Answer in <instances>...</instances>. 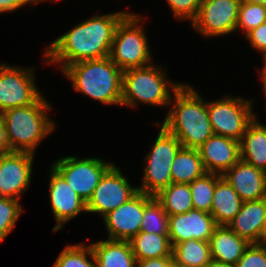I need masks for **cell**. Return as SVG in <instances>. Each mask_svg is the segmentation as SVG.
I'll list each match as a JSON object with an SVG mask.
<instances>
[{"label":"cell","mask_w":266,"mask_h":267,"mask_svg":"<svg viewBox=\"0 0 266 267\" xmlns=\"http://www.w3.org/2000/svg\"><path fill=\"white\" fill-rule=\"evenodd\" d=\"M169 215L162 204L155 198L145 194V208L141 222V231L157 235H168Z\"/></svg>","instance_id":"83f0119b"},{"label":"cell","mask_w":266,"mask_h":267,"mask_svg":"<svg viewBox=\"0 0 266 267\" xmlns=\"http://www.w3.org/2000/svg\"><path fill=\"white\" fill-rule=\"evenodd\" d=\"M227 226L250 244L266 242V198L243 201L240 211Z\"/></svg>","instance_id":"ac0fdd59"},{"label":"cell","mask_w":266,"mask_h":267,"mask_svg":"<svg viewBox=\"0 0 266 267\" xmlns=\"http://www.w3.org/2000/svg\"><path fill=\"white\" fill-rule=\"evenodd\" d=\"M240 3H258L266 5V0H240Z\"/></svg>","instance_id":"b9f144b4"},{"label":"cell","mask_w":266,"mask_h":267,"mask_svg":"<svg viewBox=\"0 0 266 267\" xmlns=\"http://www.w3.org/2000/svg\"><path fill=\"white\" fill-rule=\"evenodd\" d=\"M206 172L223 175L240 160V142L213 134L199 148Z\"/></svg>","instance_id":"e0dca14e"},{"label":"cell","mask_w":266,"mask_h":267,"mask_svg":"<svg viewBox=\"0 0 266 267\" xmlns=\"http://www.w3.org/2000/svg\"><path fill=\"white\" fill-rule=\"evenodd\" d=\"M240 0H202L191 23L204 37L224 36L236 31Z\"/></svg>","instance_id":"7c38bea8"},{"label":"cell","mask_w":266,"mask_h":267,"mask_svg":"<svg viewBox=\"0 0 266 267\" xmlns=\"http://www.w3.org/2000/svg\"><path fill=\"white\" fill-rule=\"evenodd\" d=\"M53 267H97V263L90 245L68 244L58 255Z\"/></svg>","instance_id":"f546056e"},{"label":"cell","mask_w":266,"mask_h":267,"mask_svg":"<svg viewBox=\"0 0 266 267\" xmlns=\"http://www.w3.org/2000/svg\"><path fill=\"white\" fill-rule=\"evenodd\" d=\"M243 201L266 198V172L241 159L222 175Z\"/></svg>","instance_id":"d6986e66"},{"label":"cell","mask_w":266,"mask_h":267,"mask_svg":"<svg viewBox=\"0 0 266 267\" xmlns=\"http://www.w3.org/2000/svg\"><path fill=\"white\" fill-rule=\"evenodd\" d=\"M34 155L17 151L0 154V197L19 200L29 188Z\"/></svg>","instance_id":"4fadbf2b"},{"label":"cell","mask_w":266,"mask_h":267,"mask_svg":"<svg viewBox=\"0 0 266 267\" xmlns=\"http://www.w3.org/2000/svg\"><path fill=\"white\" fill-rule=\"evenodd\" d=\"M170 10L173 11L177 20H191V23L198 15L202 0H166Z\"/></svg>","instance_id":"836d02e7"},{"label":"cell","mask_w":266,"mask_h":267,"mask_svg":"<svg viewBox=\"0 0 266 267\" xmlns=\"http://www.w3.org/2000/svg\"><path fill=\"white\" fill-rule=\"evenodd\" d=\"M43 0H0V13L16 11L26 4L35 5Z\"/></svg>","instance_id":"d590c367"},{"label":"cell","mask_w":266,"mask_h":267,"mask_svg":"<svg viewBox=\"0 0 266 267\" xmlns=\"http://www.w3.org/2000/svg\"><path fill=\"white\" fill-rule=\"evenodd\" d=\"M247 40L256 50L263 53V57L266 56V22L259 25L255 29L249 31L246 35Z\"/></svg>","instance_id":"e575fe53"},{"label":"cell","mask_w":266,"mask_h":267,"mask_svg":"<svg viewBox=\"0 0 266 267\" xmlns=\"http://www.w3.org/2000/svg\"><path fill=\"white\" fill-rule=\"evenodd\" d=\"M169 106L162 126L177 137L182 147L198 149L214 134L207 101L188 84L173 93Z\"/></svg>","instance_id":"7a4b0ae2"},{"label":"cell","mask_w":266,"mask_h":267,"mask_svg":"<svg viewBox=\"0 0 266 267\" xmlns=\"http://www.w3.org/2000/svg\"><path fill=\"white\" fill-rule=\"evenodd\" d=\"M62 72L77 92L105 105L122 106L123 71L110 57L71 64Z\"/></svg>","instance_id":"3957f363"},{"label":"cell","mask_w":266,"mask_h":267,"mask_svg":"<svg viewBox=\"0 0 266 267\" xmlns=\"http://www.w3.org/2000/svg\"><path fill=\"white\" fill-rule=\"evenodd\" d=\"M155 198L169 216L187 213L194 209L189 184L171 183L155 195Z\"/></svg>","instance_id":"484cf974"},{"label":"cell","mask_w":266,"mask_h":267,"mask_svg":"<svg viewBox=\"0 0 266 267\" xmlns=\"http://www.w3.org/2000/svg\"><path fill=\"white\" fill-rule=\"evenodd\" d=\"M221 177L220 174L206 172L192 183H189L195 210L211 212L215 185Z\"/></svg>","instance_id":"f1b7e54d"},{"label":"cell","mask_w":266,"mask_h":267,"mask_svg":"<svg viewBox=\"0 0 266 267\" xmlns=\"http://www.w3.org/2000/svg\"><path fill=\"white\" fill-rule=\"evenodd\" d=\"M172 256L178 263L192 267H206L212 260L209 242L196 239L174 245Z\"/></svg>","instance_id":"4316f807"},{"label":"cell","mask_w":266,"mask_h":267,"mask_svg":"<svg viewBox=\"0 0 266 267\" xmlns=\"http://www.w3.org/2000/svg\"><path fill=\"white\" fill-rule=\"evenodd\" d=\"M254 99L226 95L214 102L207 101V110L214 134L240 142L249 124L255 119Z\"/></svg>","instance_id":"ba28073f"},{"label":"cell","mask_w":266,"mask_h":267,"mask_svg":"<svg viewBox=\"0 0 266 267\" xmlns=\"http://www.w3.org/2000/svg\"><path fill=\"white\" fill-rule=\"evenodd\" d=\"M142 18L129 12L116 28L109 57L122 71L153 62L148 39L140 23Z\"/></svg>","instance_id":"8992f818"},{"label":"cell","mask_w":266,"mask_h":267,"mask_svg":"<svg viewBox=\"0 0 266 267\" xmlns=\"http://www.w3.org/2000/svg\"><path fill=\"white\" fill-rule=\"evenodd\" d=\"M145 193L138 191L126 203L103 217L108 239L130 241L141 231Z\"/></svg>","instance_id":"5bb4252c"},{"label":"cell","mask_w":266,"mask_h":267,"mask_svg":"<svg viewBox=\"0 0 266 267\" xmlns=\"http://www.w3.org/2000/svg\"><path fill=\"white\" fill-rule=\"evenodd\" d=\"M171 257L136 260V267H170Z\"/></svg>","instance_id":"8d00e7d4"},{"label":"cell","mask_w":266,"mask_h":267,"mask_svg":"<svg viewBox=\"0 0 266 267\" xmlns=\"http://www.w3.org/2000/svg\"><path fill=\"white\" fill-rule=\"evenodd\" d=\"M128 13L119 11L84 20L46 46L44 62L63 71L71 64L109 57L116 28Z\"/></svg>","instance_id":"6da1fadb"},{"label":"cell","mask_w":266,"mask_h":267,"mask_svg":"<svg viewBox=\"0 0 266 267\" xmlns=\"http://www.w3.org/2000/svg\"><path fill=\"white\" fill-rule=\"evenodd\" d=\"M153 63L123 71L122 106L137 107V103L167 106L173 94L183 84L167 81L166 71Z\"/></svg>","instance_id":"5b68a950"},{"label":"cell","mask_w":266,"mask_h":267,"mask_svg":"<svg viewBox=\"0 0 266 267\" xmlns=\"http://www.w3.org/2000/svg\"><path fill=\"white\" fill-rule=\"evenodd\" d=\"M206 267H236V265L221 263L212 259Z\"/></svg>","instance_id":"f35d334b"},{"label":"cell","mask_w":266,"mask_h":267,"mask_svg":"<svg viewBox=\"0 0 266 267\" xmlns=\"http://www.w3.org/2000/svg\"><path fill=\"white\" fill-rule=\"evenodd\" d=\"M13 152L10 149L3 117L0 113V154Z\"/></svg>","instance_id":"74e56055"},{"label":"cell","mask_w":266,"mask_h":267,"mask_svg":"<svg viewBox=\"0 0 266 267\" xmlns=\"http://www.w3.org/2000/svg\"><path fill=\"white\" fill-rule=\"evenodd\" d=\"M33 69L0 64V113L34 104L42 96L34 83Z\"/></svg>","instance_id":"30bf717a"},{"label":"cell","mask_w":266,"mask_h":267,"mask_svg":"<svg viewBox=\"0 0 266 267\" xmlns=\"http://www.w3.org/2000/svg\"><path fill=\"white\" fill-rule=\"evenodd\" d=\"M51 108L41 96L34 104L1 113L12 151L36 153V147L56 128L55 121L47 116Z\"/></svg>","instance_id":"277c9868"},{"label":"cell","mask_w":266,"mask_h":267,"mask_svg":"<svg viewBox=\"0 0 266 267\" xmlns=\"http://www.w3.org/2000/svg\"><path fill=\"white\" fill-rule=\"evenodd\" d=\"M206 173L198 149L181 147L171 166L172 183H192Z\"/></svg>","instance_id":"cb8c5ba5"},{"label":"cell","mask_w":266,"mask_h":267,"mask_svg":"<svg viewBox=\"0 0 266 267\" xmlns=\"http://www.w3.org/2000/svg\"><path fill=\"white\" fill-rule=\"evenodd\" d=\"M243 200L222 176L215 185L210 214L217 225H228L240 211Z\"/></svg>","instance_id":"603a6c76"},{"label":"cell","mask_w":266,"mask_h":267,"mask_svg":"<svg viewBox=\"0 0 266 267\" xmlns=\"http://www.w3.org/2000/svg\"><path fill=\"white\" fill-rule=\"evenodd\" d=\"M240 159L266 172V125L256 117L240 140Z\"/></svg>","instance_id":"7402d4cb"},{"label":"cell","mask_w":266,"mask_h":267,"mask_svg":"<svg viewBox=\"0 0 266 267\" xmlns=\"http://www.w3.org/2000/svg\"><path fill=\"white\" fill-rule=\"evenodd\" d=\"M89 245L97 267H136V258L130 241L108 239Z\"/></svg>","instance_id":"44dd1931"},{"label":"cell","mask_w":266,"mask_h":267,"mask_svg":"<svg viewBox=\"0 0 266 267\" xmlns=\"http://www.w3.org/2000/svg\"><path fill=\"white\" fill-rule=\"evenodd\" d=\"M112 165L113 162H105L101 158L65 156L53 162L51 167L87 202Z\"/></svg>","instance_id":"9c48e42d"},{"label":"cell","mask_w":266,"mask_h":267,"mask_svg":"<svg viewBox=\"0 0 266 267\" xmlns=\"http://www.w3.org/2000/svg\"><path fill=\"white\" fill-rule=\"evenodd\" d=\"M49 183V199L56 224L53 232L59 231L63 225L86 212V202L69 186V184L51 167Z\"/></svg>","instance_id":"2e32d148"},{"label":"cell","mask_w":266,"mask_h":267,"mask_svg":"<svg viewBox=\"0 0 266 267\" xmlns=\"http://www.w3.org/2000/svg\"><path fill=\"white\" fill-rule=\"evenodd\" d=\"M209 245L213 260L236 265L250 243L227 225H218L209 240Z\"/></svg>","instance_id":"ffe728a7"},{"label":"cell","mask_w":266,"mask_h":267,"mask_svg":"<svg viewBox=\"0 0 266 267\" xmlns=\"http://www.w3.org/2000/svg\"><path fill=\"white\" fill-rule=\"evenodd\" d=\"M266 22V5L258 3H240L236 30L245 35Z\"/></svg>","instance_id":"4dcf8cb0"},{"label":"cell","mask_w":266,"mask_h":267,"mask_svg":"<svg viewBox=\"0 0 266 267\" xmlns=\"http://www.w3.org/2000/svg\"><path fill=\"white\" fill-rule=\"evenodd\" d=\"M263 93L265 94V96H266V87H263Z\"/></svg>","instance_id":"7bdbcfd3"},{"label":"cell","mask_w":266,"mask_h":267,"mask_svg":"<svg viewBox=\"0 0 266 267\" xmlns=\"http://www.w3.org/2000/svg\"><path fill=\"white\" fill-rule=\"evenodd\" d=\"M181 147L177 137L161 125L152 149L145 158L142 185L138 191L155 196L172 183L171 166Z\"/></svg>","instance_id":"52a82bcc"},{"label":"cell","mask_w":266,"mask_h":267,"mask_svg":"<svg viewBox=\"0 0 266 267\" xmlns=\"http://www.w3.org/2000/svg\"><path fill=\"white\" fill-rule=\"evenodd\" d=\"M22 212L20 200L0 197V243L16 226Z\"/></svg>","instance_id":"1f68e13d"},{"label":"cell","mask_w":266,"mask_h":267,"mask_svg":"<svg viewBox=\"0 0 266 267\" xmlns=\"http://www.w3.org/2000/svg\"><path fill=\"white\" fill-rule=\"evenodd\" d=\"M130 244L136 260L172 257L173 246L168 235L140 231Z\"/></svg>","instance_id":"d4e9b609"},{"label":"cell","mask_w":266,"mask_h":267,"mask_svg":"<svg viewBox=\"0 0 266 267\" xmlns=\"http://www.w3.org/2000/svg\"><path fill=\"white\" fill-rule=\"evenodd\" d=\"M121 172L115 164L105 172L86 202L87 212L99 213L103 218L138 192V187H132Z\"/></svg>","instance_id":"8fae6325"},{"label":"cell","mask_w":266,"mask_h":267,"mask_svg":"<svg viewBox=\"0 0 266 267\" xmlns=\"http://www.w3.org/2000/svg\"><path fill=\"white\" fill-rule=\"evenodd\" d=\"M170 267H192L183 263H178L176 260L173 259V256L171 257V265Z\"/></svg>","instance_id":"60d3db41"},{"label":"cell","mask_w":266,"mask_h":267,"mask_svg":"<svg viewBox=\"0 0 266 267\" xmlns=\"http://www.w3.org/2000/svg\"><path fill=\"white\" fill-rule=\"evenodd\" d=\"M264 59V64L263 69L260 71V77L261 80L263 81V87H266V56L263 58Z\"/></svg>","instance_id":"ab89813d"},{"label":"cell","mask_w":266,"mask_h":267,"mask_svg":"<svg viewBox=\"0 0 266 267\" xmlns=\"http://www.w3.org/2000/svg\"><path fill=\"white\" fill-rule=\"evenodd\" d=\"M236 267H266V242L250 244Z\"/></svg>","instance_id":"d6a6232c"},{"label":"cell","mask_w":266,"mask_h":267,"mask_svg":"<svg viewBox=\"0 0 266 267\" xmlns=\"http://www.w3.org/2000/svg\"><path fill=\"white\" fill-rule=\"evenodd\" d=\"M217 226L210 213L193 209L169 216L168 236L172 246L190 239L209 242Z\"/></svg>","instance_id":"9a60e30c"}]
</instances>
